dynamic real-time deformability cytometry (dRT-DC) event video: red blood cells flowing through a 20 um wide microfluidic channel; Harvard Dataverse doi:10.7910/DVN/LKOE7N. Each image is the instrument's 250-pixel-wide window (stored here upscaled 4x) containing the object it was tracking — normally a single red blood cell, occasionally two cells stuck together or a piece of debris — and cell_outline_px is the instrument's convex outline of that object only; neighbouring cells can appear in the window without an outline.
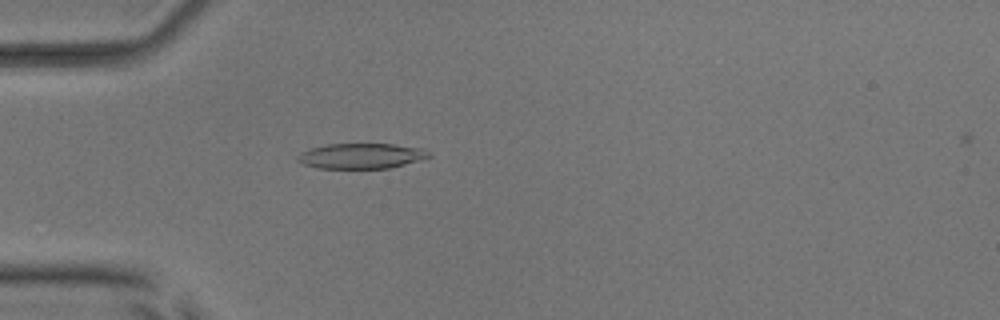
{"species": "common noctule bat (a hibernating species)", "species_latin": "Nyctalus noctula", "temperature_condition": "room temperature", "stored_images_in_passage": 53, "camera_frame_rate_fps": 3000, "um_per_image_px": 0.085, "animal": {"sex": "male", "body_mass_g": 17.9, "forearm_length_mm": 54.2}, "frame": {"image": 1, "passage_image": 16, "time_ms": 5.0, "image_size_px": [1000, 320], "cell_outline_px": [[432, 156], [424, 160], [388, 168], [316, 168], [304, 164], [296, 160], [296, 156], [300, 152], [312, 148], [328, 144], [392, 144], [424, 148], [432, 152]], "centroid_in_image_um": [30.77, 13.25], "position_along_channel_um": 54.2, "area_um2": 19.59}}
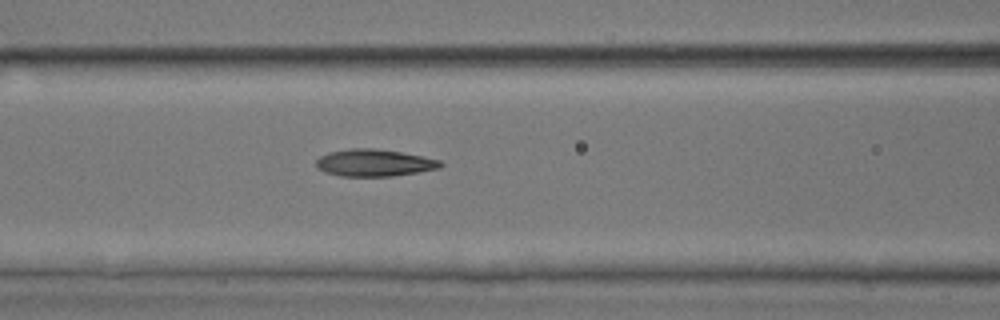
{"frame": {"image": 2, "passage_image": 23, "time_ms": 7.333, "image_size_px": [1000, 320], "cell_outline_px": [[444, 164], [440, 168], [420, 172], [392, 176], [340, 176], [324, 172], [316, 168], [316, 160], [320, 156], [328, 152], [348, 148], [376, 148], [400, 152], [440, 160]], "centroid_in_image_um": [31.78, 13.84], "position_along_channel_um": 134.8, "area_um2": 19.77}}
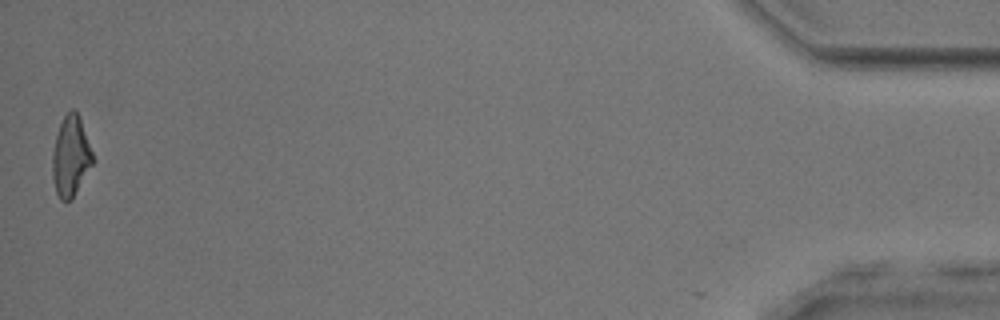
{"frame": {"image": 3, "passage_image": 53, "time_ms": 17.333, "image_size_px": [1000, 320], "cell_outline_px": [[92, 164], [72, 200], [60, 200], [56, 192], [52, 176], [52, 152], [56, 136], [60, 124], [64, 116], [72, 108], [76, 112], [80, 120], [92, 152]], "centroid_in_image_um": [5.98, 13.32], "position_along_channel_um": 429.2, "area_um2": 18.44}, "authors_computed_cell_mechanics": {"area_um2": 19.4786, "velocity_mm_per_s": 3.8721, "shape_relaxation_time_tau1_ms": 6.0216, "shape_relaxation_time_tau2_ms": 1.696, "deformation_change_tau1": 0.1602, "deformation_change_tau2": 0.0931}}